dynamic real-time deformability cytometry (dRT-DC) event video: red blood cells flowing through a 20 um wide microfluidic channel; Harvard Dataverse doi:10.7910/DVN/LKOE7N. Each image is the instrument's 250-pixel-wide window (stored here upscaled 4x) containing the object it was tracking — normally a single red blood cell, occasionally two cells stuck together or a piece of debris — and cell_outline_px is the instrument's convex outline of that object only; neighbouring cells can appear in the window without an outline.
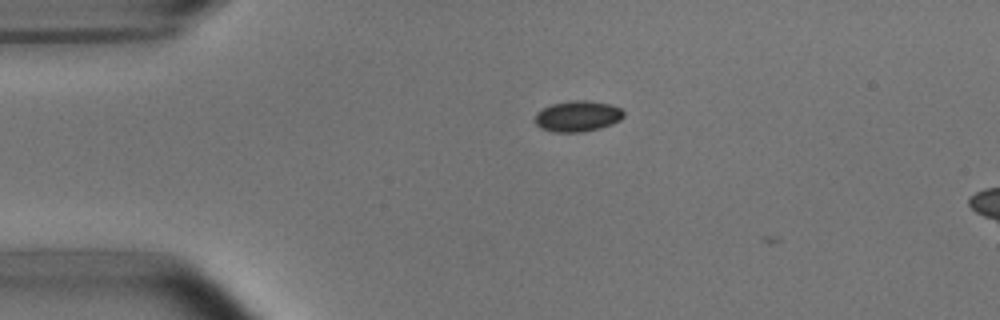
{"species": "common noctule bat (a hibernating species)", "species_latin": "Nyctalus noctula", "temperature_condition": "room temperature", "stored_images_in_passage": 4, "camera_frame_rate_fps": 3000, "um_per_image_px": 0.085, "animal": {"sex": "male", "body_mass_g": 15.6}, "frame": {"image": 1, "passage_image": 2, "time_ms": 1.0, "image_size_px": [1000, 320], "cell_outline_px": [[624, 116], [620, 120], [612, 124], [600, 128], [584, 132], [552, 132], [540, 128], [536, 124], [536, 112], [552, 104], [572, 100], [584, 100], [608, 104], [620, 108], [624, 112]], "centroid_in_image_um": [49.1, 9.89], "position_along_channel_um": 35.9, "area_um2": 15.9}}